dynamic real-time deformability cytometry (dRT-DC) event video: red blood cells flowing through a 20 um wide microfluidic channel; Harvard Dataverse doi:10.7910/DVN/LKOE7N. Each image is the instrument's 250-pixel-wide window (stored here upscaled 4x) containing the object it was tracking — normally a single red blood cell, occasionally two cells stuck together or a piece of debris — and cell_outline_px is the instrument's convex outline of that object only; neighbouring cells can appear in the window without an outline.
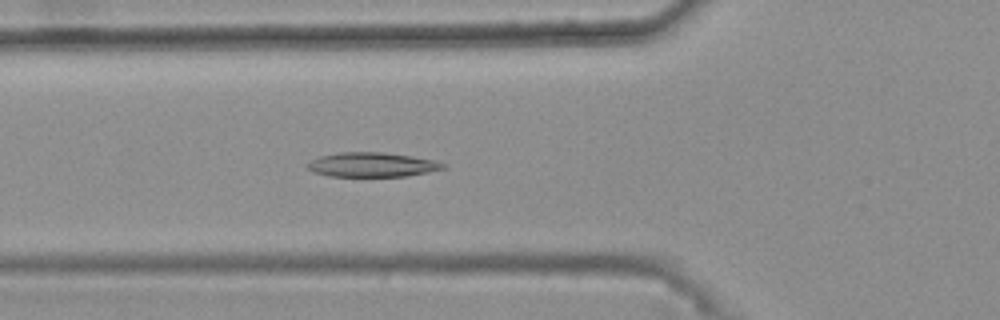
{"species": "common noctule bat (a hibernating species)", "species_latin": "Nyctalus noctula", "temperature_condition": "warm", "stored_images_in_passage": 47, "camera_frame_rate_fps": 3000, "um_per_image_px": 0.085, "animal": {"sex": "female", "body_mass_g": 25.1}, "frame": {"image": 1, "passage_image": 20, "time_ms": 6.333, "image_size_px": [1000, 320], "cell_outline_px": [[448, 168], [408, 176], [328, 176], [312, 172], [304, 164], [320, 156], [340, 152], [384, 152], [412, 156], [436, 160], [448, 164]], "centroid_in_image_um": [31.67, 14.0], "position_along_channel_um": 94.1, "area_um2": 19.59}}
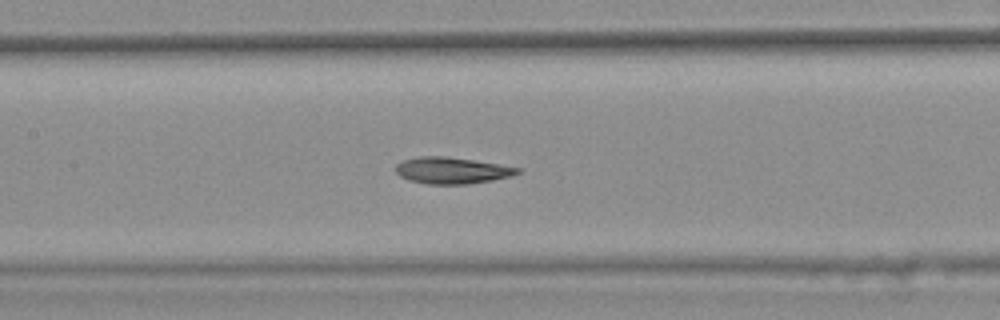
{"frame": {"image": 2, "passage_image": 26, "time_ms": 8.333, "image_size_px": [1000, 320], "cell_outline_px": [[520, 172], [512, 176], [492, 180], [468, 184], [428, 184], [408, 180], [400, 176], [396, 172], [396, 164], [404, 160], [420, 156], [444, 156], [472, 160], [520, 168]], "centroid_in_image_um": [38.38, 14.49], "position_along_channel_um": 169.0, "area_um2": 18.61}}
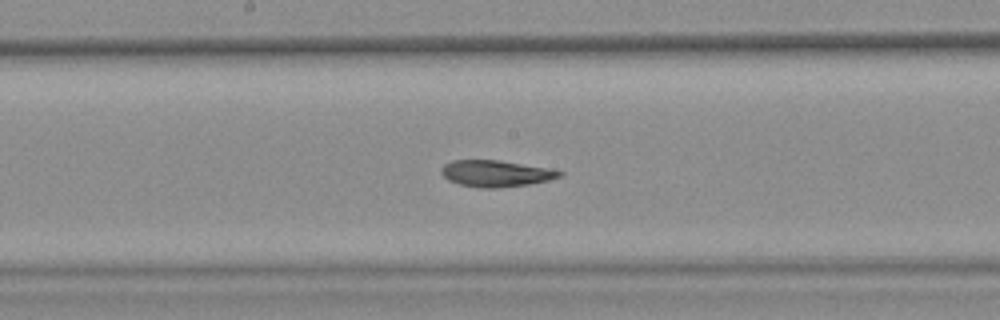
{"frame": {"image": 3, "passage_image": 29, "time_ms": 9.333, "image_size_px": [1000, 320], "cell_outline_px": [[564, 176], [548, 180], [528, 184], [500, 188], [480, 188], [460, 184], [448, 180], [440, 172], [440, 168], [444, 164], [452, 160], [496, 160], [552, 168], [564, 172]], "centroid_in_image_um": [42.17, 14.74], "position_along_channel_um": 206.0, "area_um2": 18.38}, "authors_computed_cell_mechanics": {"area_um2": 19.1318, "velocity_mm_per_s": 3.7273, "shape_relaxation_time_tau1_ms": null, "shape_relaxation_time_tau2_ms": 4.0433, "deformation_change_tau1": null, "deformation_change_tau2": 0.1021}}